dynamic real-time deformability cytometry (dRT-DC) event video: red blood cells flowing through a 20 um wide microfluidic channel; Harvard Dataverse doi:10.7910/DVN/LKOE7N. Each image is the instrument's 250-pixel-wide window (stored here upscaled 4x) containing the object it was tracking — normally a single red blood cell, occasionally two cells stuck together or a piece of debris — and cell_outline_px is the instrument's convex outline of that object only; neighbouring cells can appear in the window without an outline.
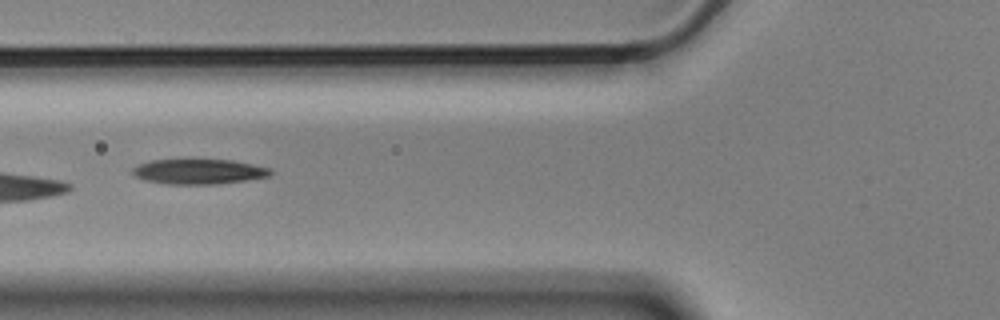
{"species": "Egyptian fruit bat (a non-hibernating species)", "species_latin": "Rousettus aegyptiacus", "temperature_condition": "cold", "stored_images_in_passage": 8, "camera_frame_rate_fps": 3000, "um_per_image_px": 0.085, "animal": {"sex": "male"}, "frame": {"image": 1, "passage_image": 5, "time_ms": 1.333, "image_size_px": [1000, 320], "cell_outline_px": [[272, 172], [268, 176], [244, 180], [216, 184], [168, 184], [144, 180], [136, 176], [132, 172], [132, 168], [140, 164], [152, 160], [232, 160], [272, 168]], "centroid_in_image_um": [16.9, 14.58], "position_along_channel_um": 108.9, "area_um2": 19.88}}
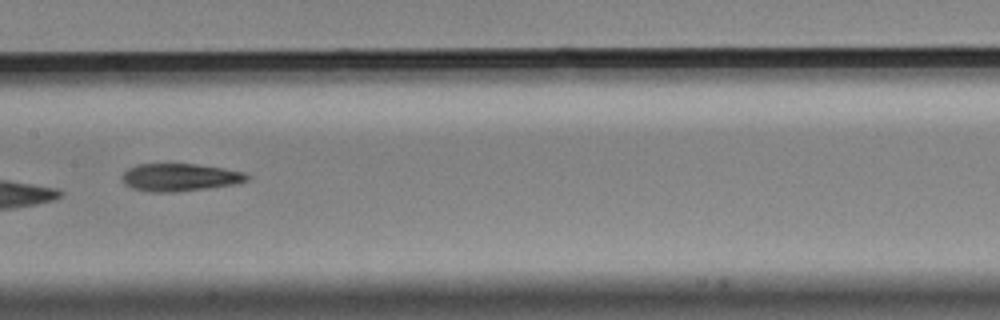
{"frame": {"image": 2, "passage_image": 7, "time_ms": 2.0, "image_size_px": [1000, 320], "cell_outline_px": [[248, 180], [236, 184], [180, 192], [148, 192], [132, 188], [124, 184], [120, 176], [128, 168], [136, 164], [196, 164], [224, 168], [244, 172], [248, 176]], "centroid_in_image_um": [15.25, 15.08], "position_along_channel_um": 192.1, "area_um2": 20.35}}
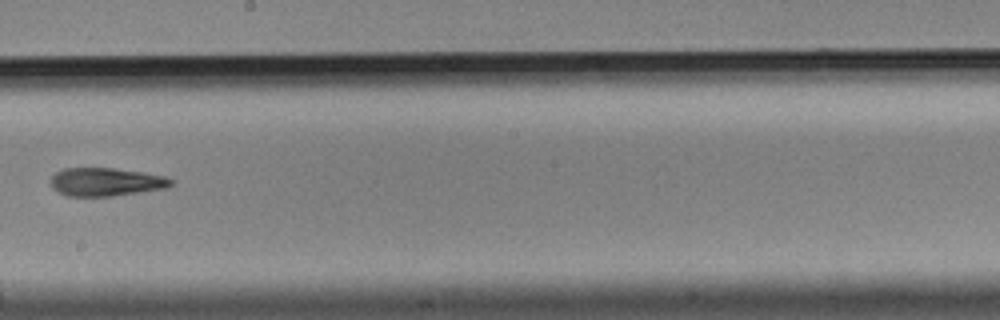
{"frame": {"image": 3, "passage_image": 8, "time_ms": 2.333, "image_size_px": [1000, 320], "cell_outline_px": [[176, 180], [168, 188], [112, 196], [68, 196], [52, 188], [52, 176], [56, 172], [64, 168], [112, 168], [144, 172], [164, 176]], "centroid_in_image_um": [9.05, 15.46], "position_along_channel_um": 239.1, "area_um2": 19.83}}